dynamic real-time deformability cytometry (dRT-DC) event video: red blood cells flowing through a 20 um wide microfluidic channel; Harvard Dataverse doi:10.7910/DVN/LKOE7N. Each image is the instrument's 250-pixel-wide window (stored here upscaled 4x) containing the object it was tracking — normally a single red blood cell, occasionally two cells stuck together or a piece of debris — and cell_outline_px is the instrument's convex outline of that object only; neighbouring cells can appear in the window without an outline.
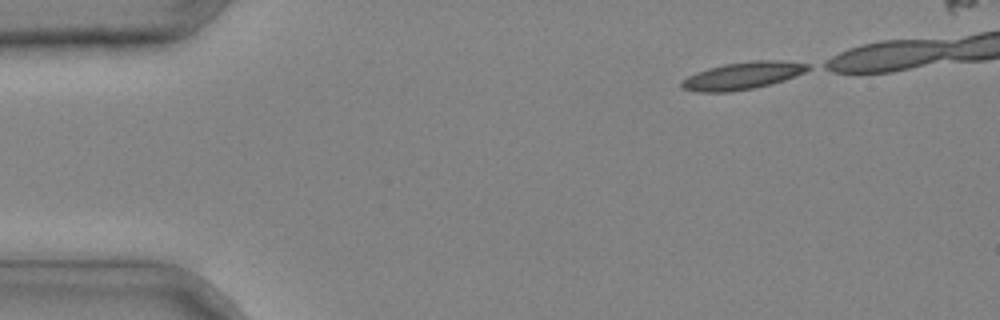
{"species": "common noctule bat (a hibernating species)", "species_latin": "Nyctalus noctula", "temperature_condition": "cold", "stored_images_in_passage": 31, "camera_frame_rate_fps": 3000, "um_per_image_px": 0.085, "animal": {"sex": "male", "body_mass_g": 20.4}, "frame": {"image": 1, "passage_image": 1, "time_ms": 0.0, "image_size_px": [1000, 320], "cell_outline_px": [[812, 68], [796, 76], [772, 84], [756, 88], [728, 92], [696, 92], [680, 88], [680, 80], [696, 72], [708, 68], [724, 64], [752, 60], [780, 60], [812, 64]], "centroid_in_image_um": [63.13, 6.43], "position_along_channel_um": 21.9, "area_um2": 20.52}}
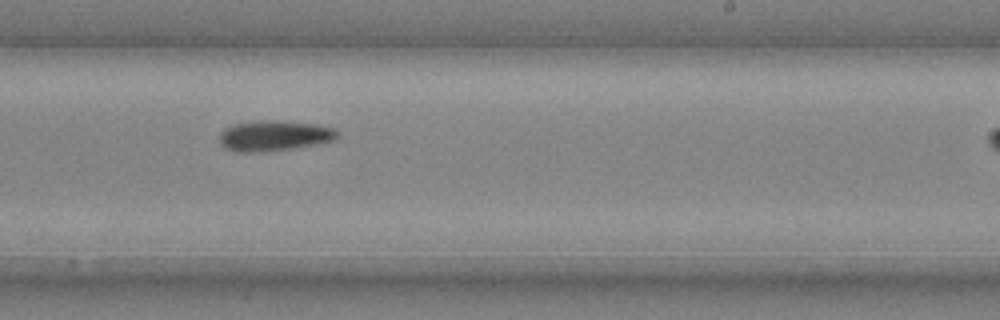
{"frame": {"image": 2, "passage_image": 22, "time_ms": 7.0, "image_size_px": [1000, 320], "cell_outline_px": [[340, 136], [332, 140], [320, 144], [296, 148], [264, 152], [236, 152], [224, 148], [220, 144], [220, 132], [224, 128], [232, 124], [260, 120], [268, 120], [316, 124], [332, 128]], "centroid_in_image_um": [23.26, 11.55], "position_along_channel_um": 265.7, "area_um2": 21.1}}
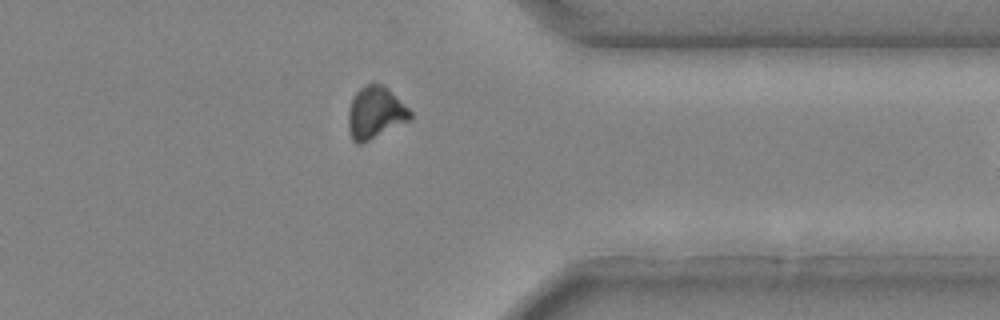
{"frame": {"image": 3, "passage_image": 30, "time_ms": 9.667, "image_size_px": [1000, 320], "cell_outline_px": [[412, 120], [360, 144], [356, 144], [352, 140], [348, 128], [348, 112], [352, 100], [356, 92], [364, 84], [372, 80], [384, 84], [412, 112]], "centroid_in_image_um": [31.91, 9.55], "position_along_channel_um": 379.5, "area_um2": 19.13}}